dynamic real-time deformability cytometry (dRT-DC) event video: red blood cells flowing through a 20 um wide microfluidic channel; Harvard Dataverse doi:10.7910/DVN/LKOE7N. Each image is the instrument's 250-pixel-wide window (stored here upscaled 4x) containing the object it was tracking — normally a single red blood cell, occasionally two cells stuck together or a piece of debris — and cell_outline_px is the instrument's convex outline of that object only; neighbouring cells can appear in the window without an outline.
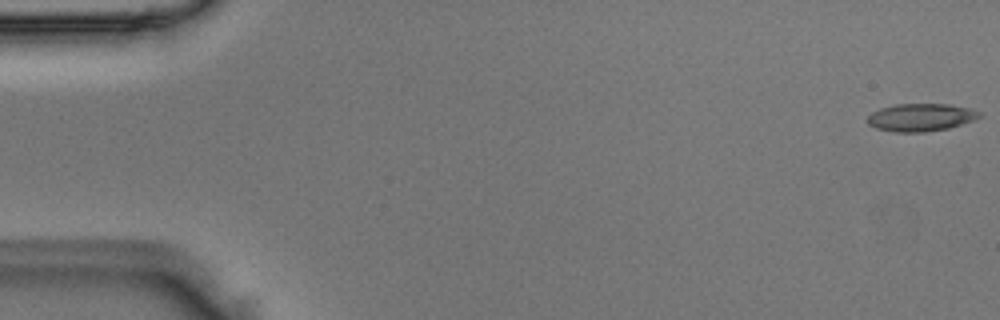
{"species": "Egyptian fruit bat (a non-hibernating species)", "species_latin": "Rousettus aegyptiacus", "temperature_condition": "room temperature", "stored_images_in_passage": 51, "camera_frame_rate_fps": 3000, "um_per_image_px": 0.085, "animal": {"sex": "male"}, "frame": {"image": 1, "passage_image": 1, "time_ms": 0.0, "image_size_px": [1000, 320], "cell_outline_px": [[980, 116], [972, 120], [948, 128], [924, 132], [892, 132], [876, 128], [868, 124], [868, 116], [872, 112], [880, 108], [896, 104], [948, 104], [972, 108], [980, 112]], "centroid_in_image_um": [78.24, 9.97], "position_along_channel_um": 6.8, "area_um2": 17.98}}
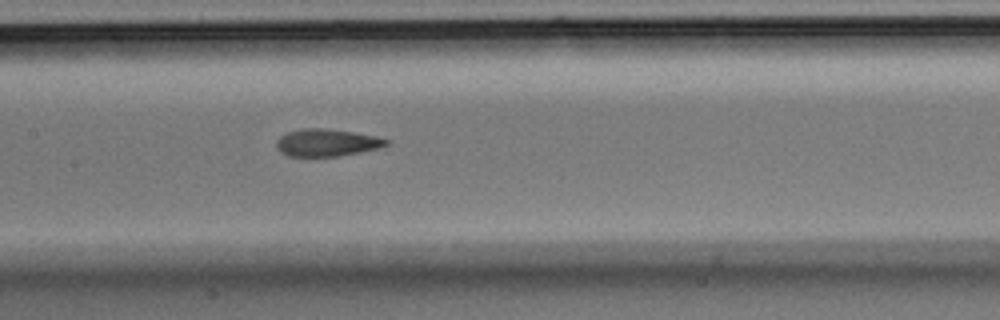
{"frame": {"image": 2, "passage_image": 25, "time_ms": 8.0, "image_size_px": [1000, 320], "cell_outline_px": [[392, 140], [388, 144], [376, 148], [336, 156], [288, 156], [280, 152], [276, 148], [276, 140], [280, 136], [288, 132], [304, 128], [324, 128], [352, 132], [376, 136]], "centroid_in_image_um": [27.73, 12.11], "position_along_channel_um": 179.7, "area_um2": 17.28}}
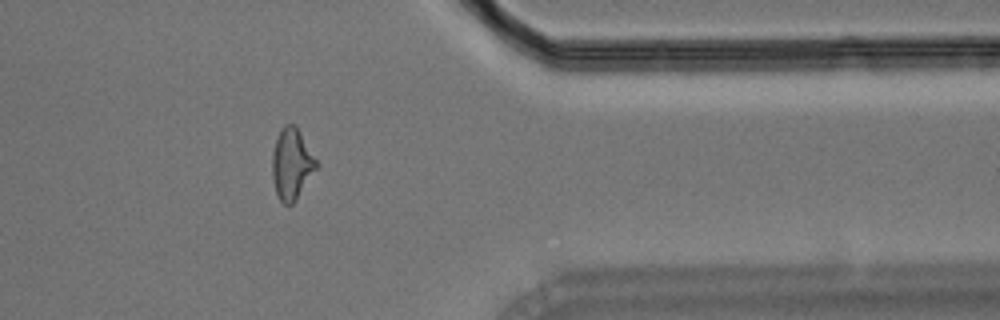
{"frame": {"image": 3, "passage_image": 42, "time_ms": 13.667, "image_size_px": [1000, 320], "cell_outline_px": [[320, 164], [296, 200], [292, 204], [284, 204], [280, 200], [276, 192], [272, 176], [272, 152], [280, 128], [284, 124], [296, 124]], "centroid_in_image_um": [24.81, 13.9], "position_along_channel_um": 386.6, "area_um2": 18.55}}